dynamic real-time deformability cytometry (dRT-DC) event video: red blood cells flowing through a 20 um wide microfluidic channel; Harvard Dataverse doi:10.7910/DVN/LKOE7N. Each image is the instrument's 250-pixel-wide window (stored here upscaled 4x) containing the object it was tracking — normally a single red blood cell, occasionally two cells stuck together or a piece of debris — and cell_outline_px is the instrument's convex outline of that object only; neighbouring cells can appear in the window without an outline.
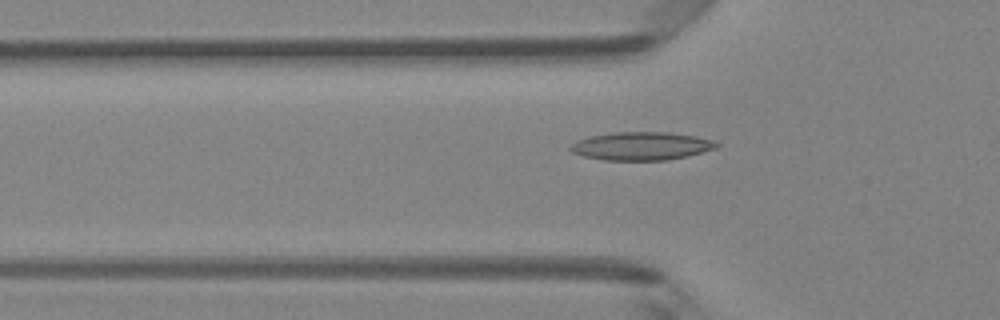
{"species": "Egyptian fruit bat (a non-hibernating species)", "species_latin": "Rousettus aegyptiacus", "temperature_condition": "room temperature", "stored_images_in_passage": 48, "camera_frame_rate_fps": 3000, "um_per_image_px": 0.085, "animal": {"sex": "female"}, "frame": {"image": 1, "passage_image": 16, "time_ms": 5.0, "image_size_px": [1000, 320], "cell_outline_px": [[720, 144], [716, 148], [688, 156], [668, 160], [604, 160], [584, 156], [572, 152], [568, 148], [576, 140], [592, 136], [616, 132], [668, 132], [696, 136], [712, 140]], "centroid_in_image_um": [54.53, 12.41], "position_along_channel_um": 71.3, "area_um2": 23.93}}
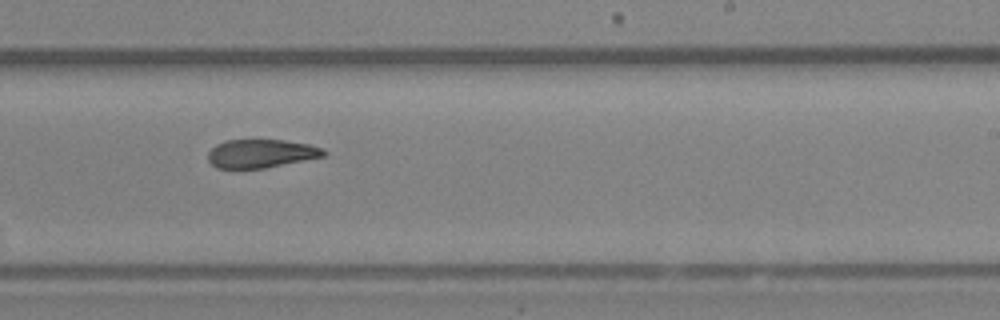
{"frame": {"image": 2, "passage_image": 30, "time_ms": 9.667, "image_size_px": [1000, 320], "cell_outline_px": [[328, 152], [324, 156], [264, 168], [216, 168], [208, 160], [208, 152], [216, 144], [224, 140], [284, 140], [308, 144], [324, 148]], "centroid_in_image_um": [22.19, 13.04], "position_along_channel_um": 266.8, "area_um2": 19.13}}
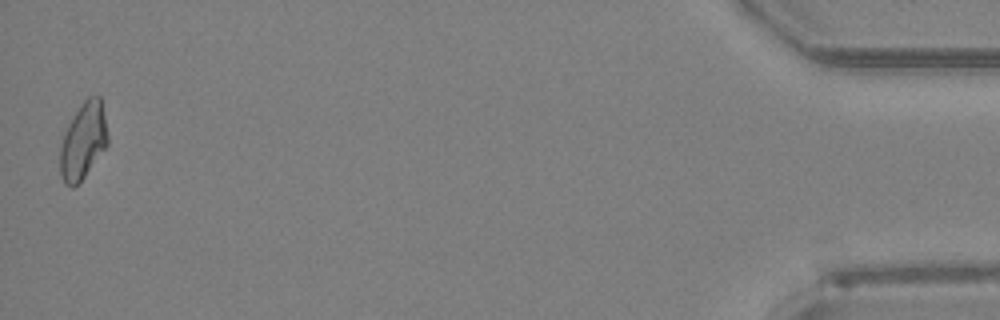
{"frame": {"image": 3, "passage_image": 48, "time_ms": 15.667, "image_size_px": [1000, 320], "cell_outline_px": [[108, 144], [84, 176], [72, 188], [64, 184], [60, 172], [60, 148], [68, 124], [84, 100], [88, 96], [100, 96], [108, 136]], "centroid_in_image_um": [7.07, 11.99], "position_along_channel_um": 428.1, "area_um2": 20.75}, "authors_computed_cell_mechanics": {"area_um2": 21.097, "velocity_mm_per_s": 4.2097, "shape_relaxation_time_tau1_ms": 9.6434, "shape_relaxation_time_tau2_ms": 3.7962, "deformation_change_tau1": 0.2287, "deformation_change_tau2": 0.1202}}